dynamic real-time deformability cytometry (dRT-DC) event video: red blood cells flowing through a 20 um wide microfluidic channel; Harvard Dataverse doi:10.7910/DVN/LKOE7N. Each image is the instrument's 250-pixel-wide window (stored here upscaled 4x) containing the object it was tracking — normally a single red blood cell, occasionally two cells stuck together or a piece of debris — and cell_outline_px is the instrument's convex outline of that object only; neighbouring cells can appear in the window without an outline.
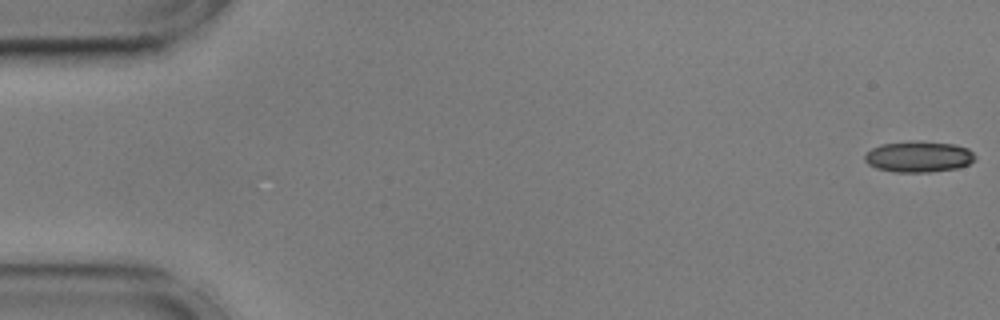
{"species": "common noctule bat (a hibernating species)", "species_latin": "Nyctalus noctula", "temperature_condition": "cold", "stored_images_in_passage": 56, "camera_frame_rate_fps": 3000, "um_per_image_px": 0.085, "animal": {"sex": "male", "body_mass_g": 17.9, "forearm_length_mm": 54.2}, "frame": {"image": 1, "passage_image": 1, "time_ms": 0.0, "image_size_px": [1000, 320], "cell_outline_px": [[976, 156], [968, 164], [956, 168], [928, 172], [896, 172], [876, 168], [868, 164], [864, 160], [864, 156], [872, 148], [880, 144], [920, 140], [952, 144], [968, 148]], "centroid_in_image_um": [78.06, 13.31], "position_along_channel_um": 6.9, "area_um2": 19.88}}
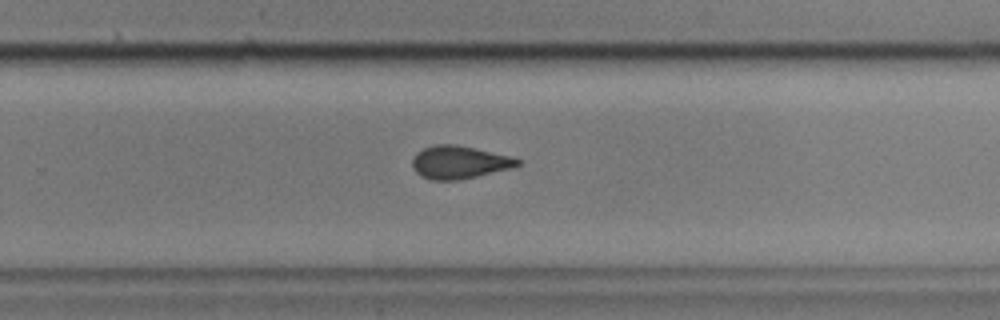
{"frame": {"image": 2, "passage_image": 36, "time_ms": 11.667, "image_size_px": [1000, 320], "cell_outline_px": [[520, 164], [512, 168], [476, 176], [456, 180], [432, 180], [420, 176], [412, 168], [412, 160], [416, 152], [424, 148], [436, 144], [456, 144], [512, 156], [520, 160]], "centroid_in_image_um": [39.01, 13.79], "position_along_channel_um": 290.8, "area_um2": 20.17}}
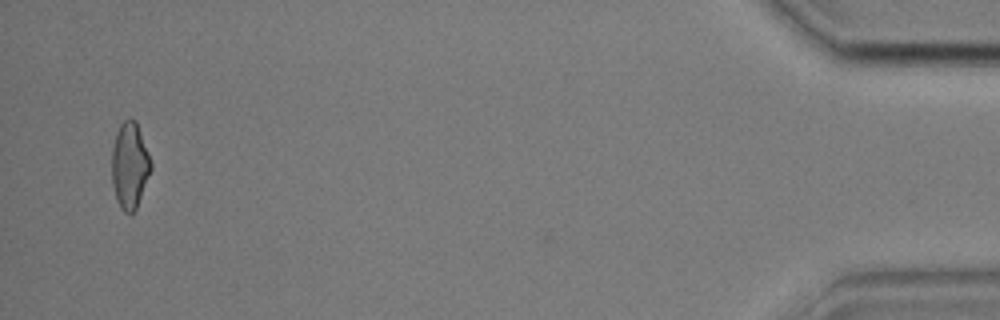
{"frame": {"image": 3, "passage_image": 54, "time_ms": 17.667, "image_size_px": [1000, 320], "cell_outline_px": [[152, 168], [136, 208], [132, 216], [128, 216], [120, 208], [116, 200], [112, 184], [112, 148], [120, 124], [128, 116], [136, 120], [152, 164]], "centroid_in_image_um": [11.02, 14.1], "position_along_channel_um": 424.2, "area_um2": 19.77}, "authors_computed_cell_mechanics": {"area_um2": 20.4323, "velocity_mm_per_s": 3.6041, "shape_relaxation_time_tau1_ms": 4.8586, "shape_relaxation_time_tau2_ms": 2.2589, "deformation_change_tau1": 0.1155, "deformation_change_tau2": 0.0935}}